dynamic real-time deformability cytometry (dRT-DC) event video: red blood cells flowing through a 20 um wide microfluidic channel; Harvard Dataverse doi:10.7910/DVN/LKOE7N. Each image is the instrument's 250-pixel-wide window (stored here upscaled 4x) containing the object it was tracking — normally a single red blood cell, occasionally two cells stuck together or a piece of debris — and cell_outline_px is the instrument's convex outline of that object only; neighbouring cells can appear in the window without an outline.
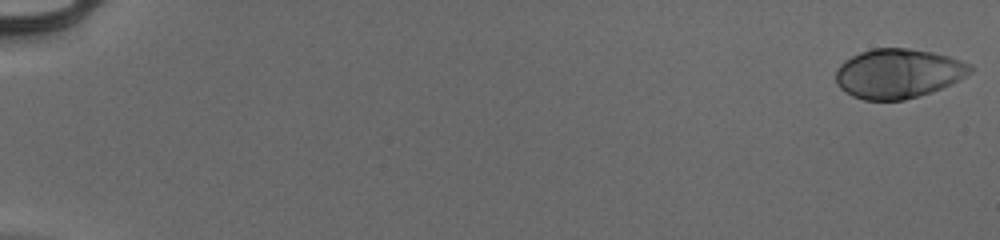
{"species": "human", "species_latin": "Homo sapiens", "temperature_condition": "cold", "stored_images_in_passage": 17, "camera_frame_rate_fps": 3000, "um_per_image_px": 0.085, "donor": {"sex": "male"}, "frame": {"image": 1, "passage_image": 1, "time_ms": 0.0, "image_size_px": [1000, 240], "cell_outline_px": [[976, 68], [972, 72], [940, 88], [904, 100], [864, 100], [852, 96], [844, 92], [836, 84], [836, 68], [844, 60], [860, 52], [872, 48], [908, 48], [932, 52], [948, 56], [972, 64]], "centroid_in_image_um": [76.31, 6.23], "position_along_channel_um": 8.7, "area_um2": 38.67}}
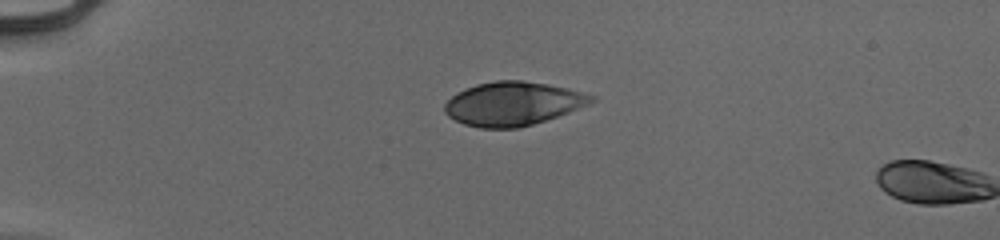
{"frame": {"image": 2, "passage_image": 15, "time_ms": 4.667, "image_size_px": [1000, 240], "cell_outline_px": [[596, 100], [588, 104], [568, 112], [532, 124], [516, 128], [480, 128], [464, 124], [448, 116], [444, 112], [444, 104], [456, 92], [464, 88], [476, 84], [496, 80], [520, 80], [548, 84], [568, 88], [596, 96]], "centroid_in_image_um": [43.57, 8.8], "position_along_channel_um": 41.4, "area_um2": 37.28}}